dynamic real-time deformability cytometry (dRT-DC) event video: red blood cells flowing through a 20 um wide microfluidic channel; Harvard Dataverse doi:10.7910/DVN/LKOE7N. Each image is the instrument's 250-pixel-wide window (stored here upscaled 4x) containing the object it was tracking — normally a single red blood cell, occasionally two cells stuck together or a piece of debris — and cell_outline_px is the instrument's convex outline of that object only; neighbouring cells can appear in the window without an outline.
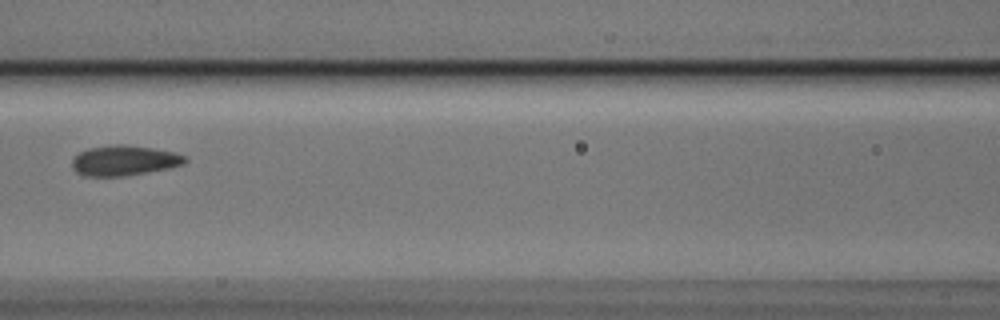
{"species": "Egyptian fruit bat (a non-hibernating species)", "species_latin": "Rousettus aegyptiacus", "temperature_condition": "cold", "stored_images_in_passage": 7, "camera_frame_rate_fps": 3000, "um_per_image_px": 0.085, "animal": {"sex": "male"}, "frame": {"image": 1, "passage_image": 3, "time_ms": 0.667, "image_size_px": [1000, 320], "cell_outline_px": [[188, 160], [184, 164], [168, 168], [124, 176], [84, 176], [76, 172], [72, 168], [72, 160], [80, 152], [88, 148], [112, 144], [128, 144], [176, 152], [188, 156]], "centroid_in_image_um": [10.58, 13.63], "position_along_channel_um": 156.0, "area_um2": 20.06}}
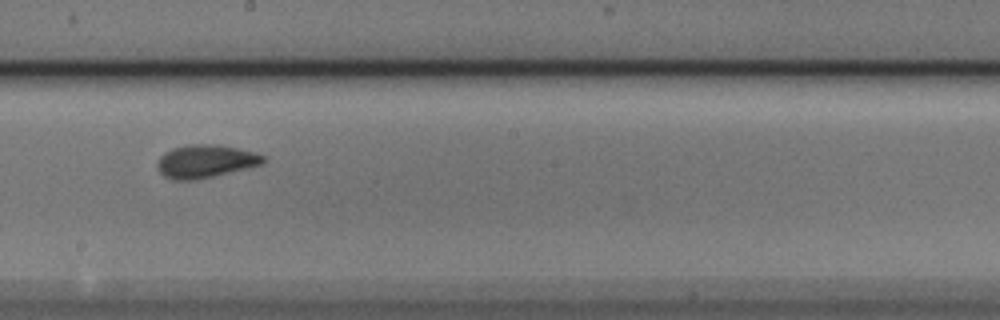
{"frame": {"image": 2, "passage_image": 5, "time_ms": 1.333, "image_size_px": [1000, 320], "cell_outline_px": [[264, 164], [196, 180], [172, 180], [164, 176], [156, 168], [156, 164], [160, 156], [164, 152], [172, 148], [188, 144], [216, 144], [256, 152], [264, 156]], "centroid_in_image_um": [17.43, 13.71], "position_along_channel_um": 230.8, "area_um2": 20.52}}
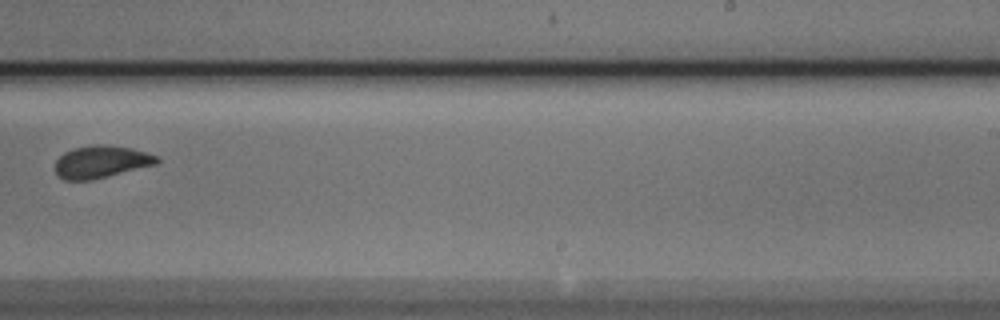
{"frame": {"image": 3, "passage_image": 6, "time_ms": 1.667, "image_size_px": [1000, 320], "cell_outline_px": [[160, 160], [156, 164], [92, 180], [64, 180], [56, 172], [56, 160], [64, 152], [72, 148], [92, 144], [104, 144], [132, 148], [160, 156]], "centroid_in_image_um": [8.61, 13.73], "position_along_channel_um": 280.4, "area_um2": 19.25}}